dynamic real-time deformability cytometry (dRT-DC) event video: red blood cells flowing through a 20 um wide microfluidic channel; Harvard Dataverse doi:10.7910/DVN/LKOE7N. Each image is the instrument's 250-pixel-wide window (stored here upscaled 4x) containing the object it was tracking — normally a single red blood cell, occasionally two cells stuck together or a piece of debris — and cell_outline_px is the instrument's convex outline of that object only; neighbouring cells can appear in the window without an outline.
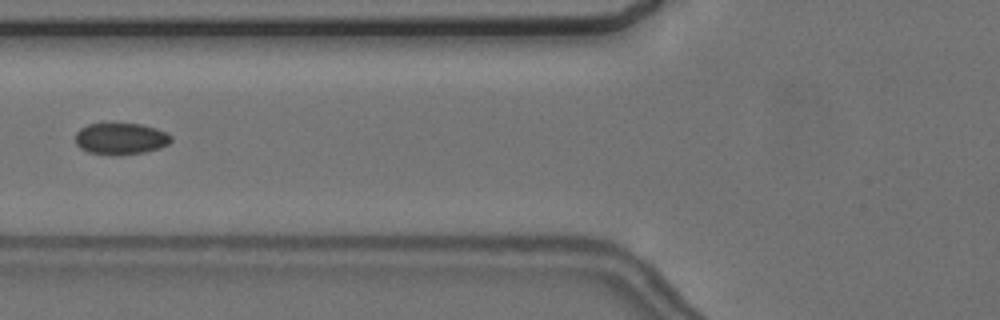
{"species": "common noctule bat (a hibernating species)", "species_latin": "Nyctalus noctula", "temperature_condition": "cold", "stored_images_in_passage": 9, "camera_frame_rate_fps": 3000, "um_per_image_px": 0.085, "animal": {"sex": "female", "body_mass_g": 24.6, "forearm_length_mm": 56.2}, "frame": {"image": 1, "passage_image": 6, "time_ms": 6.667, "image_size_px": [1000, 320], "cell_outline_px": [[172, 140], [168, 144], [160, 148], [144, 152], [120, 156], [88, 152], [80, 148], [76, 144], [76, 132], [80, 128], [88, 124], [144, 124], [168, 132], [172, 136]], "centroid_in_image_um": [10.29, 11.79], "position_along_channel_um": 115.5, "area_um2": 17.8}}